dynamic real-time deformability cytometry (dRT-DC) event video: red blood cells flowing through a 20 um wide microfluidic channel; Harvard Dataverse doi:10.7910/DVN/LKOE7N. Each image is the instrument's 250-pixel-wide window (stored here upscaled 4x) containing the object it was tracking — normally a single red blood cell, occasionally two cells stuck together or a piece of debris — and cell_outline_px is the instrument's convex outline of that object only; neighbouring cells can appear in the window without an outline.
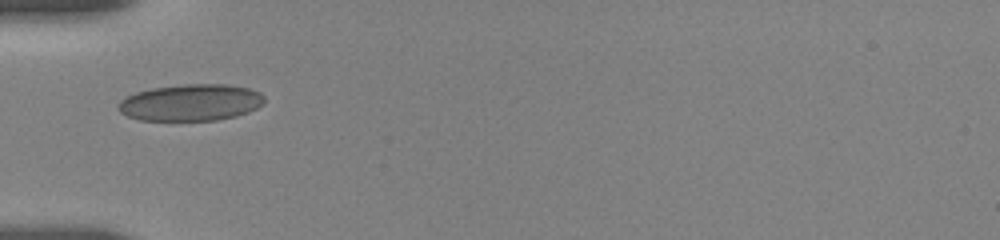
{"species": "human", "species_latin": "Homo sapiens", "temperature_condition": "room temperature", "stored_images_in_passage": 45, "camera_frame_rate_fps": 3000, "um_per_image_px": 0.085, "donor": {"sex": "female"}, "frame": {"image": 1, "passage_image": 1, "time_ms": 0.0, "image_size_px": [1000, 240], "cell_outline_px": [[264, 104], [248, 112], [236, 116], [216, 120], [140, 120], [128, 116], [120, 112], [116, 108], [120, 100], [136, 92], [152, 88], [184, 84], [224, 84], [248, 88], [260, 92], [264, 96]], "centroid_in_image_um": [16.22, 8.71], "position_along_channel_um": 68.8, "area_um2": 31.21}}
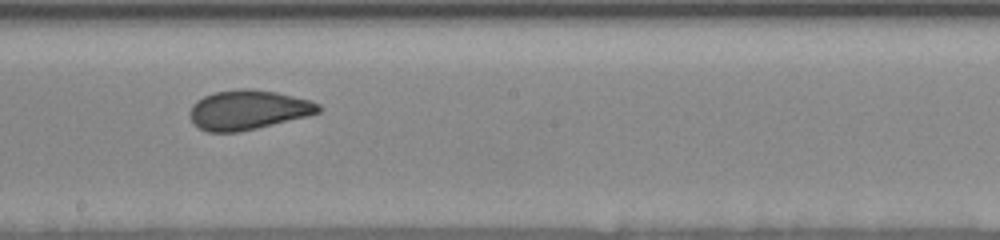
{"frame": {"image": 2, "passage_image": 24, "time_ms": 4.333, "image_size_px": [1000, 240], "cell_outline_px": [[320, 112], [308, 116], [240, 132], [208, 132], [192, 124], [188, 116], [188, 112], [192, 104], [196, 100], [204, 96], [216, 92], [240, 88], [252, 88], [276, 92], [308, 100], [320, 104]], "centroid_in_image_um": [21.03, 9.34], "position_along_channel_um": 227.2, "area_um2": 29.82}}
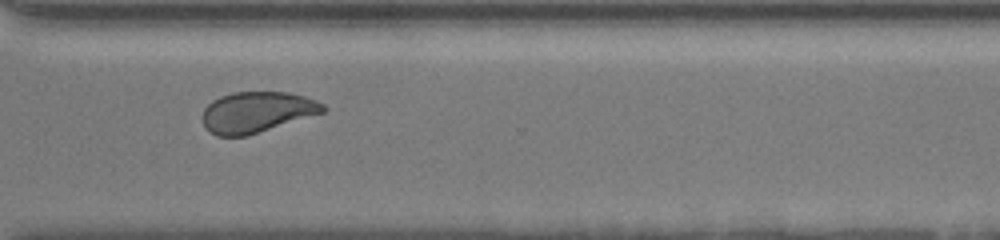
{"frame": {"image": 3, "passage_image": 44, "time_ms": 7.667, "image_size_px": [1000, 240], "cell_outline_px": [[328, 108], [324, 112], [248, 136], [216, 136], [208, 132], [204, 128], [200, 116], [204, 108], [212, 100], [220, 96], [232, 92], [288, 92], [304, 96], [316, 100], [324, 104]], "centroid_in_image_um": [21.78, 9.54], "position_along_channel_um": 348.8, "area_um2": 29.13}}